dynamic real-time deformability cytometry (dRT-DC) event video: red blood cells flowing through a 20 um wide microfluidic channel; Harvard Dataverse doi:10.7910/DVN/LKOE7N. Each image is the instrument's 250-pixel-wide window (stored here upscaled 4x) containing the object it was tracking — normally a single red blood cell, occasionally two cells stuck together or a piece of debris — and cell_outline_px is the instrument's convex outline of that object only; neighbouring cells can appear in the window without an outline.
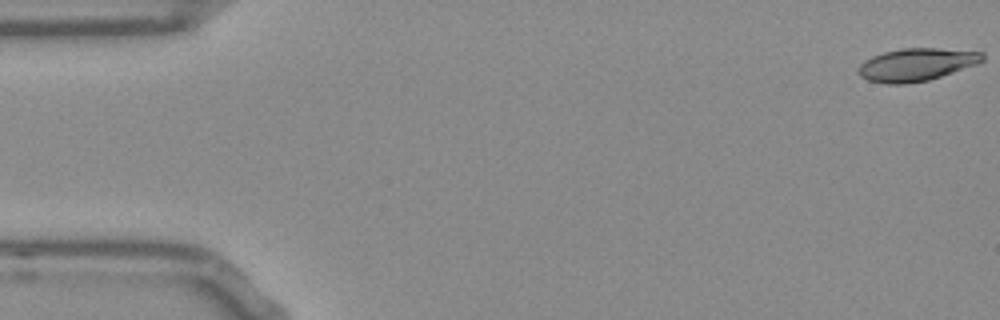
{"species": "Egyptian fruit bat (a non-hibernating species)", "species_latin": "Rousettus aegyptiacus", "temperature_condition": "room temperature", "stored_images_in_passage": 54, "camera_frame_rate_fps": 3000, "um_per_image_px": 0.085, "frame": {"image": 1, "passage_image": 1, "time_ms": 0.0, "image_size_px": [1000, 320], "cell_outline_px": [[984, 60], [976, 64], [928, 80], [908, 84], [888, 84], [868, 80], [860, 76], [856, 68], [864, 60], [872, 56], [884, 52], [900, 48], [936, 48], [984, 52]], "centroid_in_image_um": [77.86, 5.49], "position_along_channel_um": 7.1, "area_um2": 23.64}}
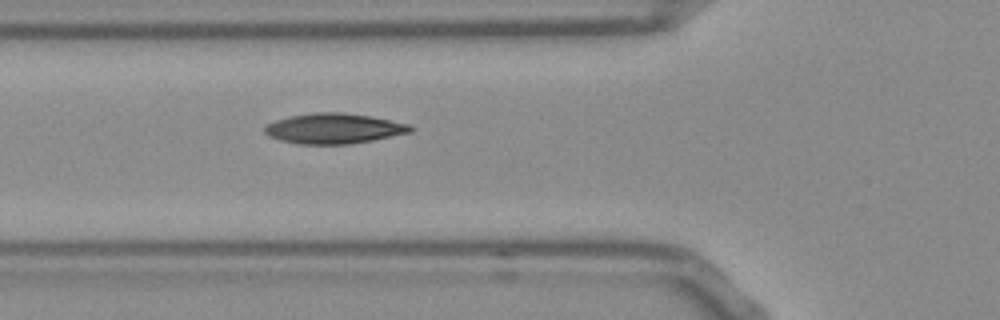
{"frame": {"image": 2, "passage_image": 19, "time_ms": 6.0, "image_size_px": [1000, 320], "cell_outline_px": [[412, 132], [372, 140], [348, 144], [300, 144], [280, 140], [268, 136], [264, 132], [264, 124], [288, 116], [316, 112], [340, 112], [372, 116], [412, 124]], "centroid_in_image_um": [28.37, 10.91], "position_along_channel_um": 97.4, "area_um2": 25.89}}
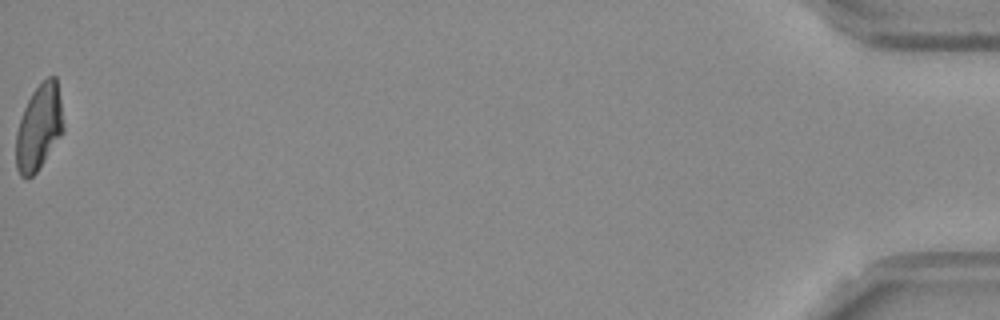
{"frame": {"image": 3, "passage_image": 54, "time_ms": 17.667, "image_size_px": [1000, 320], "cell_outline_px": [[64, 132], [36, 172], [28, 180], [24, 180], [20, 176], [16, 168], [16, 132], [24, 108], [32, 92], [48, 76], [56, 76], [60, 100], [64, 128]], "centroid_in_image_um": [3.3, 10.87], "position_along_channel_um": 431.9, "area_um2": 23.58}, "authors_computed_cell_mechanics": {"area_um2": 24.4494, "velocity_mm_per_s": 3.7675, "shape_relaxation_time_tau1_ms": 6.3846, "shape_relaxation_time_tau2_ms": 2.8732, "deformation_change_tau1": 0.2081, "deformation_change_tau2": 0.0939}}